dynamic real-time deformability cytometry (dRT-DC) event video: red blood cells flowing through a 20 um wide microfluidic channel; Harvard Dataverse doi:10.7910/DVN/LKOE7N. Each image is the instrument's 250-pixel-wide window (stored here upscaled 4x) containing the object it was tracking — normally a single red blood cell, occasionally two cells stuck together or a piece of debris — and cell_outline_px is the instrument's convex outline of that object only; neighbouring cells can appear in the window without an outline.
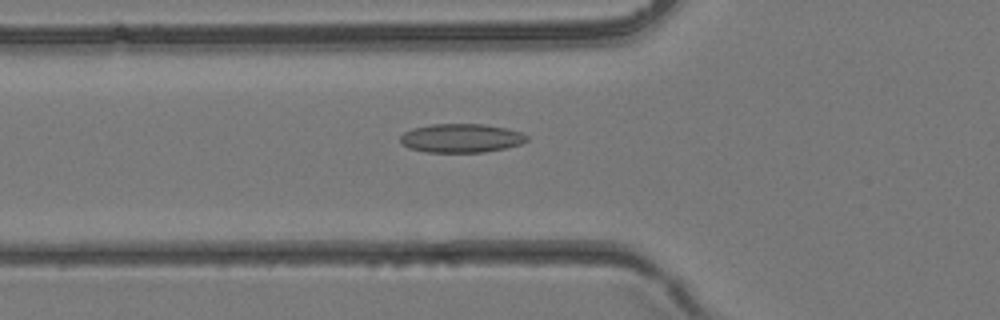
{"species": "common noctule bat (a hibernating species)", "species_latin": "Nyctalus noctula", "temperature_condition": "room temperature", "stored_images_in_passage": 39, "camera_frame_rate_fps": 3000, "um_per_image_px": 0.085, "animal": {"sex": "female", "body_mass_g": 24.6, "forearm_length_mm": 56.2}, "frame": {"image": 1, "passage_image": 14, "time_ms": 4.333, "image_size_px": [1000, 320], "cell_outline_px": [[528, 140], [520, 144], [504, 148], [484, 152], [424, 152], [408, 148], [400, 144], [400, 136], [404, 132], [412, 128], [432, 124], [484, 124], [508, 128], [520, 132], [528, 136]], "centroid_in_image_um": [39.17, 11.74], "position_along_channel_um": 86.6, "area_um2": 21.39}}
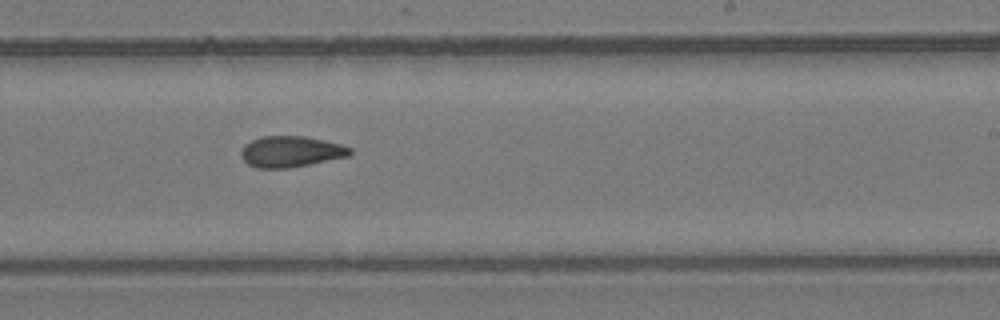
{"frame": {"image": 2, "passage_image": 24, "time_ms": 7.667, "image_size_px": [1000, 320], "cell_outline_px": [[352, 152], [348, 156], [288, 168], [256, 168], [248, 164], [240, 156], [240, 152], [244, 144], [260, 136], [304, 136], [324, 140], [340, 144], [352, 148]], "centroid_in_image_um": [24.68, 12.88], "position_along_channel_um": 264.3, "area_um2": 19.65}}
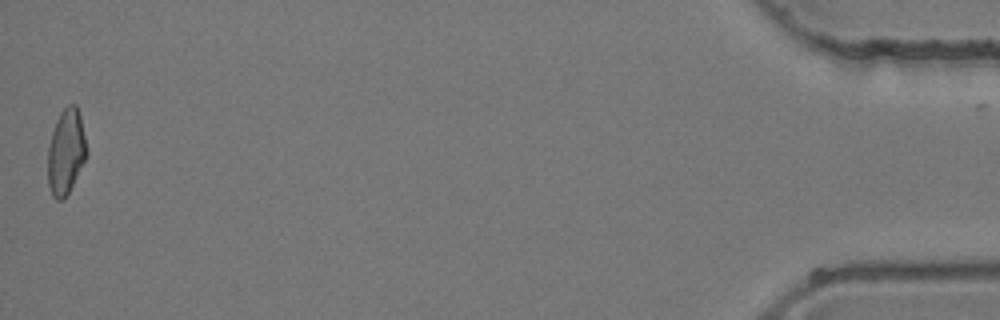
{"frame": {"image": 3, "passage_image": 39, "time_ms": 12.667, "image_size_px": [1000, 320], "cell_outline_px": [[88, 156], [64, 200], [56, 200], [52, 196], [48, 184], [48, 148], [52, 132], [56, 120], [60, 112], [68, 104], [76, 104], [80, 116], [88, 152]], "centroid_in_image_um": [5.61, 12.91], "position_along_channel_um": 429.6, "area_um2": 19.42}}